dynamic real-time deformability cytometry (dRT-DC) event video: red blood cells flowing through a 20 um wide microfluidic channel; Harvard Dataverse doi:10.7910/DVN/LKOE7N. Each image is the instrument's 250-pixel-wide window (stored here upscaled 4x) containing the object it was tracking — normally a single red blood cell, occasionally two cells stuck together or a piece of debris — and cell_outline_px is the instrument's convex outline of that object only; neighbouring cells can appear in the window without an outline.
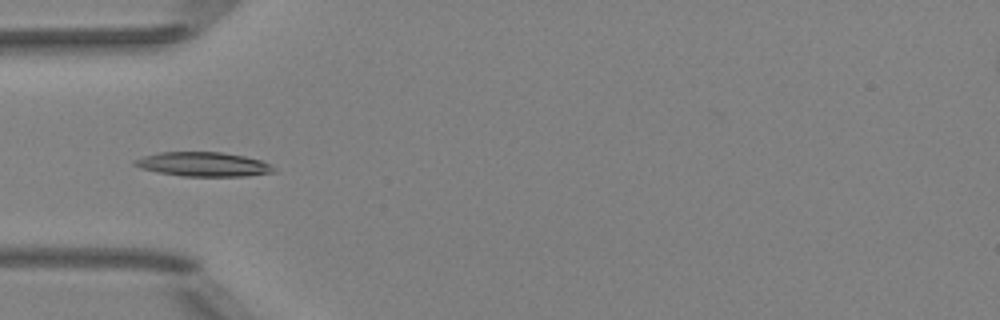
{"species": "Egyptian fruit bat (a non-hibernating species)", "species_latin": "Rousettus aegyptiacus", "temperature_condition": "room temperature", "stored_images_in_passage": 37, "camera_frame_rate_fps": 3000, "um_per_image_px": 0.085, "animal": {"sex": "female"}, "frame": {"image": 1, "passage_image": 2, "time_ms": 0.333, "image_size_px": [1000, 320], "cell_outline_px": [[276, 172], [244, 176], [184, 176], [156, 172], [140, 168], [132, 164], [132, 160], [144, 156], [160, 152], [220, 152], [244, 156], [260, 160], [276, 168]], "centroid_in_image_um": [17.25, 13.96], "position_along_channel_um": 67.8, "area_um2": 19.65}}
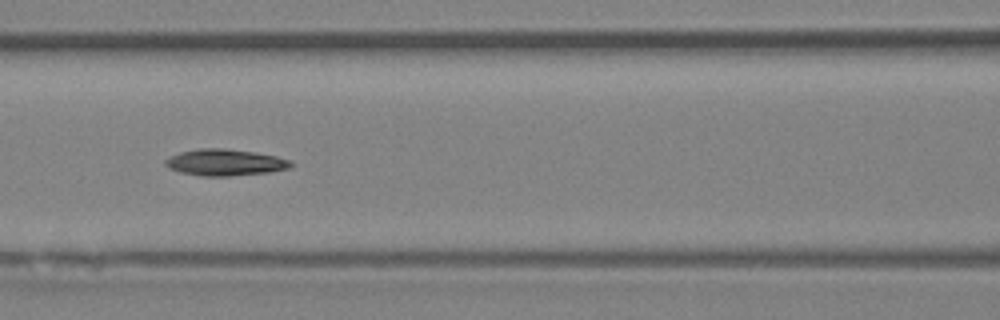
{"frame": {"image": 2, "passage_image": 8, "time_ms": 2.333, "image_size_px": [1000, 320], "cell_outline_px": [[292, 164], [288, 168], [268, 172], [228, 176], [200, 176], [180, 172], [168, 168], [164, 164], [164, 160], [180, 152], [196, 148], [224, 148], [252, 152], [276, 156], [288, 160]], "centroid_in_image_um": [19.05, 13.8], "position_along_channel_um": 147.5, "area_um2": 19.19}}
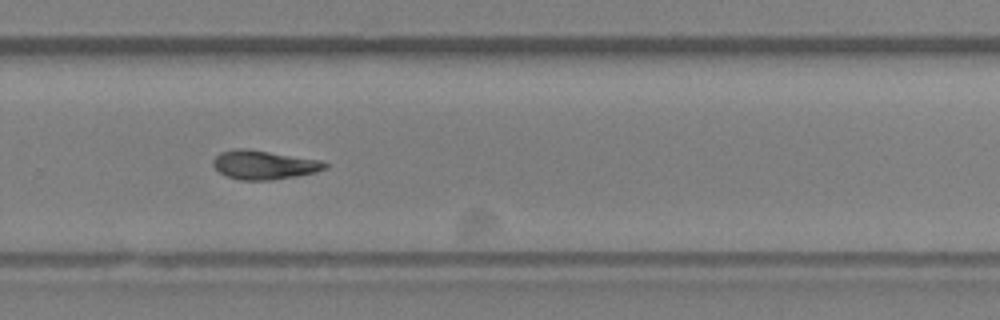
{"frame": {"image": 3, "passage_image": 20, "time_ms": 6.333, "image_size_px": [1000, 320], "cell_outline_px": [[328, 168], [316, 172], [296, 176], [272, 180], [240, 180], [228, 176], [220, 172], [212, 164], [212, 160], [220, 152], [236, 148], [244, 148], [320, 160], [328, 164]], "centroid_in_image_um": [22.44, 14.01], "position_along_channel_um": 307.4, "area_um2": 18.73}, "authors_computed_cell_mechanics": {"area_um2": 18.7272, "velocity_mm_per_s": 4.0207, "shape_relaxation_time_tau1_ms": 7.8088, "shape_relaxation_time_tau2_ms": null, "deformation_change_tau1": 0.1774, "deformation_change_tau2": null}}